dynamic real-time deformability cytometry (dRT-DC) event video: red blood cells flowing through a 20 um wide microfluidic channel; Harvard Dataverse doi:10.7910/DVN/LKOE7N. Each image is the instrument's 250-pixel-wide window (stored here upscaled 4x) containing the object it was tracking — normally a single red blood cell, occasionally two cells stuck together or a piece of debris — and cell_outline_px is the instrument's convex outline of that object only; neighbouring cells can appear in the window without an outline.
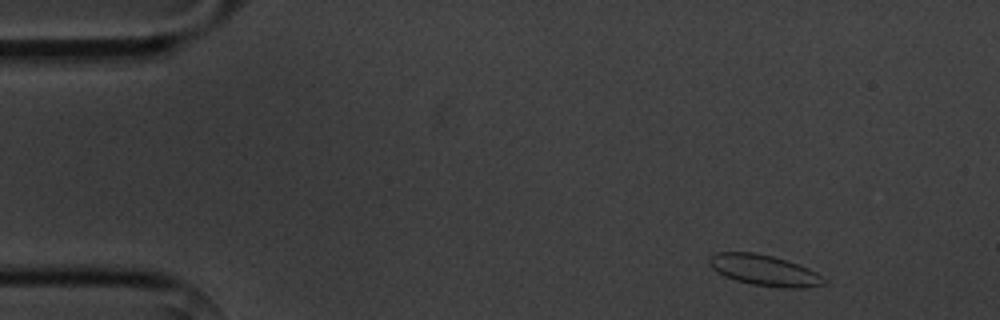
{"species": "common noctule bat (a hibernating species)", "species_latin": "Nyctalus noctula", "temperature_condition": "cold", "stored_images_in_passage": 3, "camera_frame_rate_fps": 3000, "um_per_image_px": 0.085, "animal": {"sex": "male", "body_mass_g": 20.1, "forearm_length_mm": 53.5}, "frame": {"image": 1, "passage_image": 1, "time_ms": 0.0, "image_size_px": [1000, 320], "cell_outline_px": [[828, 284], [804, 288], [780, 288], [752, 284], [736, 280], [724, 276], [716, 272], [708, 264], [708, 256], [716, 252], [756, 252], [772, 256], [808, 268], [816, 272], [828, 280]], "centroid_in_image_um": [64.96, 22.98], "position_along_channel_um": 20.0, "area_um2": 20.87}}